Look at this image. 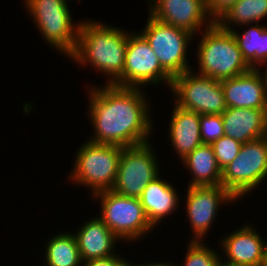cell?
<instances>
[{
  "label": "cell",
  "mask_w": 267,
  "mask_h": 266,
  "mask_svg": "<svg viewBox=\"0 0 267 266\" xmlns=\"http://www.w3.org/2000/svg\"><path fill=\"white\" fill-rule=\"evenodd\" d=\"M104 85H92L87 91L88 117L94 129L88 141L123 148L149 142L153 121L147 93L139 87Z\"/></svg>",
  "instance_id": "obj_1"
},
{
  "label": "cell",
  "mask_w": 267,
  "mask_h": 266,
  "mask_svg": "<svg viewBox=\"0 0 267 266\" xmlns=\"http://www.w3.org/2000/svg\"><path fill=\"white\" fill-rule=\"evenodd\" d=\"M128 31L103 22L80 21L77 45L69 56L78 66L90 65L107 76L108 85L123 87ZM95 67V68H94Z\"/></svg>",
  "instance_id": "obj_2"
},
{
  "label": "cell",
  "mask_w": 267,
  "mask_h": 266,
  "mask_svg": "<svg viewBox=\"0 0 267 266\" xmlns=\"http://www.w3.org/2000/svg\"><path fill=\"white\" fill-rule=\"evenodd\" d=\"M202 32H199L202 38L196 51L199 65L196 73L221 81L251 70L231 31L214 23Z\"/></svg>",
  "instance_id": "obj_3"
},
{
  "label": "cell",
  "mask_w": 267,
  "mask_h": 266,
  "mask_svg": "<svg viewBox=\"0 0 267 266\" xmlns=\"http://www.w3.org/2000/svg\"><path fill=\"white\" fill-rule=\"evenodd\" d=\"M123 147L86 141L77 150L69 181L95 193L111 190L117 176Z\"/></svg>",
  "instance_id": "obj_4"
},
{
  "label": "cell",
  "mask_w": 267,
  "mask_h": 266,
  "mask_svg": "<svg viewBox=\"0 0 267 266\" xmlns=\"http://www.w3.org/2000/svg\"><path fill=\"white\" fill-rule=\"evenodd\" d=\"M36 28L51 48L69 56L74 52L80 26L71 17L70 8L64 0H24Z\"/></svg>",
  "instance_id": "obj_5"
},
{
  "label": "cell",
  "mask_w": 267,
  "mask_h": 266,
  "mask_svg": "<svg viewBox=\"0 0 267 266\" xmlns=\"http://www.w3.org/2000/svg\"><path fill=\"white\" fill-rule=\"evenodd\" d=\"M93 199L99 201V217L119 240L133 243L153 231L139 198L122 196L112 190L95 193ZM128 240V241H127Z\"/></svg>",
  "instance_id": "obj_6"
},
{
  "label": "cell",
  "mask_w": 267,
  "mask_h": 266,
  "mask_svg": "<svg viewBox=\"0 0 267 266\" xmlns=\"http://www.w3.org/2000/svg\"><path fill=\"white\" fill-rule=\"evenodd\" d=\"M267 177V136L241 145L238 156L222 170L221 186L237 200L259 188Z\"/></svg>",
  "instance_id": "obj_7"
},
{
  "label": "cell",
  "mask_w": 267,
  "mask_h": 266,
  "mask_svg": "<svg viewBox=\"0 0 267 266\" xmlns=\"http://www.w3.org/2000/svg\"><path fill=\"white\" fill-rule=\"evenodd\" d=\"M140 33L148 41L162 68L173 78L192 69L187 49L195 38L187 30L163 23L150 14Z\"/></svg>",
  "instance_id": "obj_8"
},
{
  "label": "cell",
  "mask_w": 267,
  "mask_h": 266,
  "mask_svg": "<svg viewBox=\"0 0 267 266\" xmlns=\"http://www.w3.org/2000/svg\"><path fill=\"white\" fill-rule=\"evenodd\" d=\"M154 150L150 141L122 148L111 190L122 196L140 198L148 184L161 174Z\"/></svg>",
  "instance_id": "obj_9"
},
{
  "label": "cell",
  "mask_w": 267,
  "mask_h": 266,
  "mask_svg": "<svg viewBox=\"0 0 267 266\" xmlns=\"http://www.w3.org/2000/svg\"><path fill=\"white\" fill-rule=\"evenodd\" d=\"M170 91L180 108L200 114H222L226 109L221 81L190 69L172 78Z\"/></svg>",
  "instance_id": "obj_10"
},
{
  "label": "cell",
  "mask_w": 267,
  "mask_h": 266,
  "mask_svg": "<svg viewBox=\"0 0 267 266\" xmlns=\"http://www.w3.org/2000/svg\"><path fill=\"white\" fill-rule=\"evenodd\" d=\"M136 32V33H135ZM129 32L123 69V87H139L165 83L170 88L172 77L162 68L145 37ZM168 84V85H167Z\"/></svg>",
  "instance_id": "obj_11"
},
{
  "label": "cell",
  "mask_w": 267,
  "mask_h": 266,
  "mask_svg": "<svg viewBox=\"0 0 267 266\" xmlns=\"http://www.w3.org/2000/svg\"><path fill=\"white\" fill-rule=\"evenodd\" d=\"M235 201L237 199L221 185L188 187L185 208L194 235L190 241L202 242L216 221L221 205Z\"/></svg>",
  "instance_id": "obj_12"
},
{
  "label": "cell",
  "mask_w": 267,
  "mask_h": 266,
  "mask_svg": "<svg viewBox=\"0 0 267 266\" xmlns=\"http://www.w3.org/2000/svg\"><path fill=\"white\" fill-rule=\"evenodd\" d=\"M148 3L153 18L187 30L194 36L214 24L207 12V0H150Z\"/></svg>",
  "instance_id": "obj_13"
},
{
  "label": "cell",
  "mask_w": 267,
  "mask_h": 266,
  "mask_svg": "<svg viewBox=\"0 0 267 266\" xmlns=\"http://www.w3.org/2000/svg\"><path fill=\"white\" fill-rule=\"evenodd\" d=\"M252 224H245L221 239V248L228 259L226 266H267V242L254 230ZM227 260V261H226Z\"/></svg>",
  "instance_id": "obj_14"
},
{
  "label": "cell",
  "mask_w": 267,
  "mask_h": 266,
  "mask_svg": "<svg viewBox=\"0 0 267 266\" xmlns=\"http://www.w3.org/2000/svg\"><path fill=\"white\" fill-rule=\"evenodd\" d=\"M261 70L221 80L227 108L267 110V80Z\"/></svg>",
  "instance_id": "obj_15"
},
{
  "label": "cell",
  "mask_w": 267,
  "mask_h": 266,
  "mask_svg": "<svg viewBox=\"0 0 267 266\" xmlns=\"http://www.w3.org/2000/svg\"><path fill=\"white\" fill-rule=\"evenodd\" d=\"M74 235L82 262L116 255L115 244L119 239L98 215L81 224Z\"/></svg>",
  "instance_id": "obj_16"
},
{
  "label": "cell",
  "mask_w": 267,
  "mask_h": 266,
  "mask_svg": "<svg viewBox=\"0 0 267 266\" xmlns=\"http://www.w3.org/2000/svg\"><path fill=\"white\" fill-rule=\"evenodd\" d=\"M221 116L225 135L242 144L267 136V110L227 108Z\"/></svg>",
  "instance_id": "obj_17"
},
{
  "label": "cell",
  "mask_w": 267,
  "mask_h": 266,
  "mask_svg": "<svg viewBox=\"0 0 267 266\" xmlns=\"http://www.w3.org/2000/svg\"><path fill=\"white\" fill-rule=\"evenodd\" d=\"M200 115L198 112L174 105L169 122V142L180 160L203 144L200 132Z\"/></svg>",
  "instance_id": "obj_18"
},
{
  "label": "cell",
  "mask_w": 267,
  "mask_h": 266,
  "mask_svg": "<svg viewBox=\"0 0 267 266\" xmlns=\"http://www.w3.org/2000/svg\"><path fill=\"white\" fill-rule=\"evenodd\" d=\"M161 177L159 175L151 181L139 198L146 217L154 228L166 216L174 213L179 207L180 200L177 188Z\"/></svg>",
  "instance_id": "obj_19"
},
{
  "label": "cell",
  "mask_w": 267,
  "mask_h": 266,
  "mask_svg": "<svg viewBox=\"0 0 267 266\" xmlns=\"http://www.w3.org/2000/svg\"><path fill=\"white\" fill-rule=\"evenodd\" d=\"M192 175L188 187L221 185L222 170L219 168L212 145L202 144L182 159Z\"/></svg>",
  "instance_id": "obj_20"
},
{
  "label": "cell",
  "mask_w": 267,
  "mask_h": 266,
  "mask_svg": "<svg viewBox=\"0 0 267 266\" xmlns=\"http://www.w3.org/2000/svg\"><path fill=\"white\" fill-rule=\"evenodd\" d=\"M248 27L239 34L236 30H232L238 48L243 58L249 64L251 69H260V65L267 63V25L262 26L255 23L254 26Z\"/></svg>",
  "instance_id": "obj_21"
},
{
  "label": "cell",
  "mask_w": 267,
  "mask_h": 266,
  "mask_svg": "<svg viewBox=\"0 0 267 266\" xmlns=\"http://www.w3.org/2000/svg\"><path fill=\"white\" fill-rule=\"evenodd\" d=\"M44 252L45 266H82L76 237L69 232L50 238Z\"/></svg>",
  "instance_id": "obj_22"
},
{
  "label": "cell",
  "mask_w": 267,
  "mask_h": 266,
  "mask_svg": "<svg viewBox=\"0 0 267 266\" xmlns=\"http://www.w3.org/2000/svg\"><path fill=\"white\" fill-rule=\"evenodd\" d=\"M267 18V0H238L216 23L224 30L232 31L234 26L259 23Z\"/></svg>",
  "instance_id": "obj_23"
},
{
  "label": "cell",
  "mask_w": 267,
  "mask_h": 266,
  "mask_svg": "<svg viewBox=\"0 0 267 266\" xmlns=\"http://www.w3.org/2000/svg\"><path fill=\"white\" fill-rule=\"evenodd\" d=\"M184 264L181 266H219L221 254L199 241H189ZM176 266H180L179 264Z\"/></svg>",
  "instance_id": "obj_24"
},
{
  "label": "cell",
  "mask_w": 267,
  "mask_h": 266,
  "mask_svg": "<svg viewBox=\"0 0 267 266\" xmlns=\"http://www.w3.org/2000/svg\"><path fill=\"white\" fill-rule=\"evenodd\" d=\"M200 132L203 144L212 145L225 135L221 114H201Z\"/></svg>",
  "instance_id": "obj_25"
},
{
  "label": "cell",
  "mask_w": 267,
  "mask_h": 266,
  "mask_svg": "<svg viewBox=\"0 0 267 266\" xmlns=\"http://www.w3.org/2000/svg\"><path fill=\"white\" fill-rule=\"evenodd\" d=\"M241 145L242 143L226 135L212 144L218 166L221 170L238 156Z\"/></svg>",
  "instance_id": "obj_26"
},
{
  "label": "cell",
  "mask_w": 267,
  "mask_h": 266,
  "mask_svg": "<svg viewBox=\"0 0 267 266\" xmlns=\"http://www.w3.org/2000/svg\"><path fill=\"white\" fill-rule=\"evenodd\" d=\"M238 0H207V12L216 23Z\"/></svg>",
  "instance_id": "obj_27"
},
{
  "label": "cell",
  "mask_w": 267,
  "mask_h": 266,
  "mask_svg": "<svg viewBox=\"0 0 267 266\" xmlns=\"http://www.w3.org/2000/svg\"><path fill=\"white\" fill-rule=\"evenodd\" d=\"M125 258L120 255H113L104 259H91L82 262V266H118Z\"/></svg>",
  "instance_id": "obj_28"
},
{
  "label": "cell",
  "mask_w": 267,
  "mask_h": 266,
  "mask_svg": "<svg viewBox=\"0 0 267 266\" xmlns=\"http://www.w3.org/2000/svg\"><path fill=\"white\" fill-rule=\"evenodd\" d=\"M135 266H176V265H173V264H169V263H166V262H149V263H144V264H135Z\"/></svg>",
  "instance_id": "obj_29"
},
{
  "label": "cell",
  "mask_w": 267,
  "mask_h": 266,
  "mask_svg": "<svg viewBox=\"0 0 267 266\" xmlns=\"http://www.w3.org/2000/svg\"><path fill=\"white\" fill-rule=\"evenodd\" d=\"M118 266H135V264L129 263L127 259H124Z\"/></svg>",
  "instance_id": "obj_30"
},
{
  "label": "cell",
  "mask_w": 267,
  "mask_h": 266,
  "mask_svg": "<svg viewBox=\"0 0 267 266\" xmlns=\"http://www.w3.org/2000/svg\"><path fill=\"white\" fill-rule=\"evenodd\" d=\"M265 65H266V67H265V70L263 71V73H264L265 78H266V80H267V63H266Z\"/></svg>",
  "instance_id": "obj_31"
}]
</instances>
